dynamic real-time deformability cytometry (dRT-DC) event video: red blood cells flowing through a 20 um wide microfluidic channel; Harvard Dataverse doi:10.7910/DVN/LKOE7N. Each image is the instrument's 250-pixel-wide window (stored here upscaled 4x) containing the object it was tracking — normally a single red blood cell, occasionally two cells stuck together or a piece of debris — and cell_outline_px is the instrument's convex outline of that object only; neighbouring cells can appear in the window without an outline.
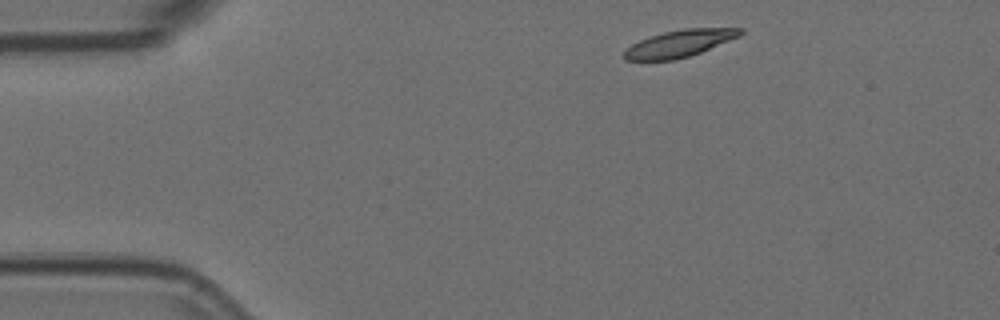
{"species": "Egyptian fruit bat (a non-hibernating species)", "species_latin": "Rousettus aegyptiacus", "temperature_condition": "room temperature", "stored_images_in_passage": 3, "camera_frame_rate_fps": 3000, "um_per_image_px": 0.085, "animal": {"sex": "female"}, "frame": {"image": 1, "passage_image": 1, "time_ms": 0.0, "image_size_px": [1000, 320], "cell_outline_px": [[744, 32], [740, 36], [700, 52], [676, 60], [624, 60], [624, 52], [632, 44], [640, 40], [664, 32], [684, 28], [744, 28]], "centroid_in_image_um": [57.78, 3.69], "position_along_channel_um": 27.2, "area_um2": 18.03}}